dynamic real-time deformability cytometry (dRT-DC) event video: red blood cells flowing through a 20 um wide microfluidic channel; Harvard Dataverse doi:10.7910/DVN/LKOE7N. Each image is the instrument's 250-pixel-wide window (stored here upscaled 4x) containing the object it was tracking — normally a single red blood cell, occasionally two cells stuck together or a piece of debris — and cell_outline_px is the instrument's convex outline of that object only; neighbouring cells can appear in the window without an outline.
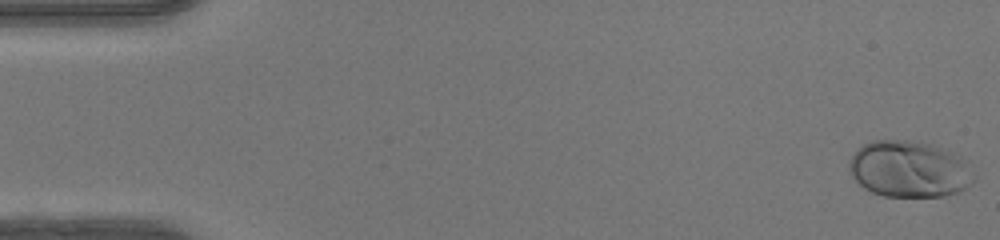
{"species": "human", "species_latin": "Homo sapiens", "temperature_condition": "warm", "stored_images_in_passage": 50, "camera_frame_rate_fps": 3000, "um_per_image_px": 0.085, "donor": {"sex": "female"}, "frame": {"image": 1, "passage_image": 1, "time_ms": 0.0, "image_size_px": [1000, 240], "cell_outline_px": [[976, 180], [960, 192], [944, 196], [884, 196], [872, 192], [864, 188], [848, 172], [848, 164], [852, 156], [864, 144], [872, 140], [908, 140], [932, 144], [944, 148], [968, 160], [976, 176]], "centroid_in_image_um": [77.34, 14.37], "position_along_channel_um": 7.7, "area_um2": 41.56}}
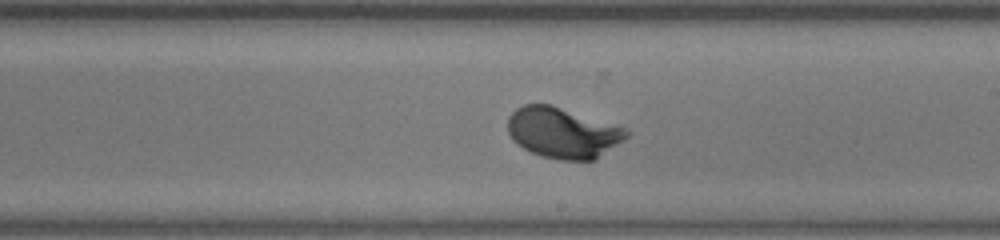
{"frame": {"image": 2, "passage_image": 29, "time_ms": 9.333, "image_size_px": [1000, 240], "cell_outline_px": [[632, 132], [624, 140], [596, 160], [560, 160], [540, 156], [516, 144], [512, 140], [508, 132], [508, 116], [516, 108], [524, 104], [552, 104], [628, 128]], "centroid_in_image_um": [47.87, 11.28], "position_along_channel_um": 241.1, "area_um2": 35.6}}
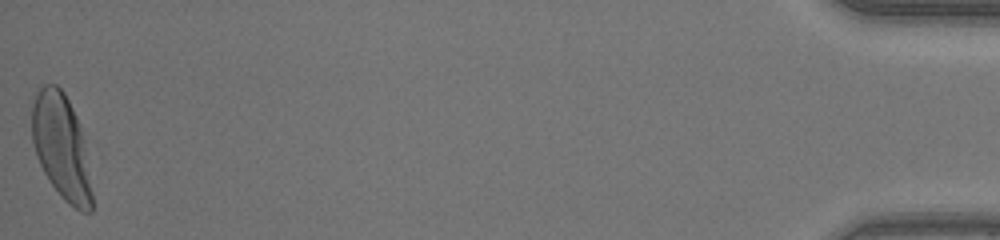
{"frame": {"image": 3, "passage_image": 50, "time_ms": 16.333, "image_size_px": [1000, 240], "cell_outline_px": [[92, 212], [80, 212], [68, 204], [60, 196], [48, 180], [36, 156], [32, 140], [28, 104], [36, 92], [44, 84], [56, 84], [64, 92], [80, 124], [84, 140], [92, 192]], "centroid_in_image_um": [5.16, 12.44], "position_along_channel_um": 430.0, "area_um2": 37.63}, "authors_computed_cell_mechanics": {"area_um2": 34.8534, "velocity_mm_per_s": 4.1548, "shape_relaxation_time_tau1_ms": 2.1402, "shape_relaxation_time_tau2_ms": null, "deformation_change_tau1": 0.1755, "deformation_change_tau2": null}}